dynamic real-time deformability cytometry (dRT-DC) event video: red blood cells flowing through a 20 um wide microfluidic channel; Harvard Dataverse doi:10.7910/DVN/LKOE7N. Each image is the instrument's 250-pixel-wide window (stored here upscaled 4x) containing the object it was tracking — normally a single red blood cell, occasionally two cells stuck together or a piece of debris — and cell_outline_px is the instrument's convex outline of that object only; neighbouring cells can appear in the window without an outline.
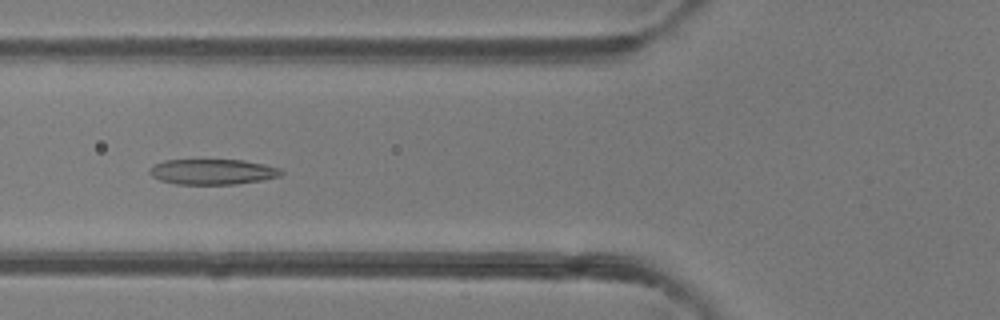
{"species": "common noctule bat (a hibernating species)", "species_latin": "Nyctalus noctula", "temperature_condition": "room temperature", "stored_images_in_passage": 50, "camera_frame_rate_fps": 3000, "um_per_image_px": 0.085, "animal": {"sex": "female"}, "frame": {"image": 1, "passage_image": 19, "time_ms": 6.0, "image_size_px": [1000, 320], "cell_outline_px": [[284, 172], [280, 176], [260, 180], [236, 184], [176, 184], [160, 180], [152, 176], [148, 172], [148, 168], [164, 160], [244, 160], [264, 164], [280, 168]], "centroid_in_image_um": [18.06, 14.6], "position_along_channel_um": 107.7, "area_um2": 19.48}}
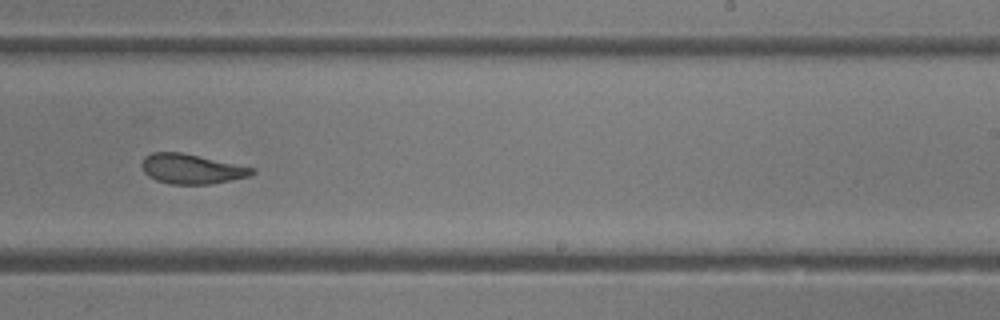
{"frame": {"image": 2, "passage_image": 31, "time_ms": 10.0, "image_size_px": [1000, 320], "cell_outline_px": [[256, 172], [248, 176], [212, 184], [172, 184], [156, 180], [148, 176], [144, 172], [140, 164], [144, 156], [152, 152], [180, 152], [256, 168]], "centroid_in_image_um": [16.25, 14.35], "position_along_channel_um": 272.7, "area_um2": 19.13}}
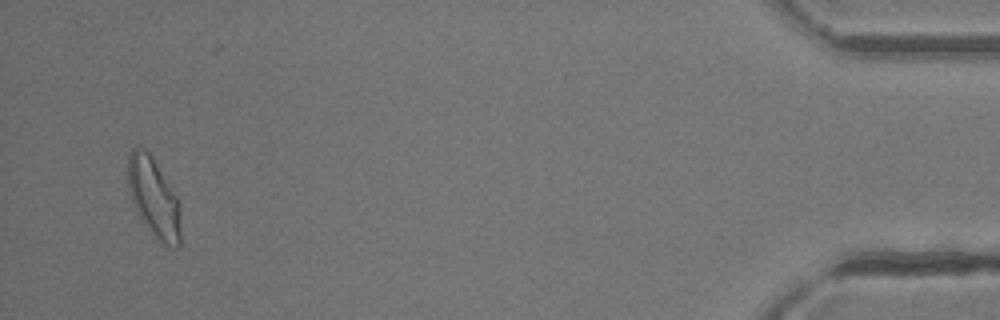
{"frame": {"image": 3, "passage_image": 48, "time_ms": 15.667, "image_size_px": [1000, 320], "cell_outline_px": [[180, 248], [172, 248], [160, 244], [156, 240], [144, 224], [136, 212], [128, 192], [128, 152], [132, 148], [140, 144], [152, 156], [176, 196], [180, 204]], "centroid_in_image_um": [13.06, 16.83], "position_along_channel_um": 422.1, "area_um2": 24.97}, "authors_computed_cell_mechanics": {"area_um2": 20.9236, "velocity_mm_per_s": 4.1148, "shape_relaxation_time_tau1_ms": 3.1618, "shape_relaxation_time_tau2_ms": 1.3111, "deformation_change_tau1": 0.1391, "deformation_change_tau2": 0.0932}}